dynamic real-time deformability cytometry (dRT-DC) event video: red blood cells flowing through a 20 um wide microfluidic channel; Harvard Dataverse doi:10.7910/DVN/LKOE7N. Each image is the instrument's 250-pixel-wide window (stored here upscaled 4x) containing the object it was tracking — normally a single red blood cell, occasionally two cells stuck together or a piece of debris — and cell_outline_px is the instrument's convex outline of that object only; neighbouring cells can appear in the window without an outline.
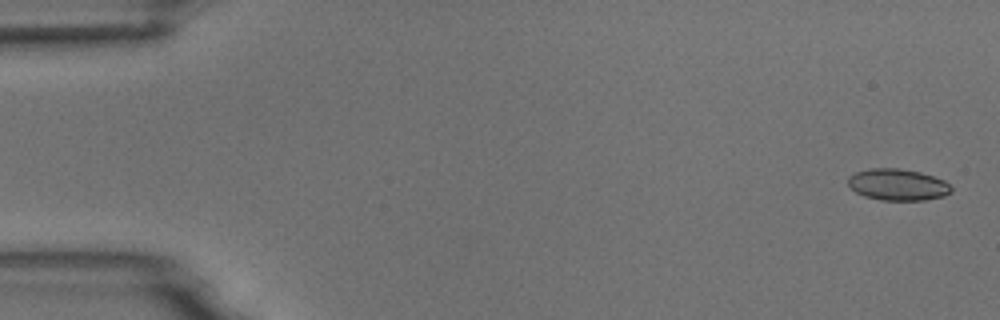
{"species": "common noctule bat (a hibernating species)", "species_latin": "Nyctalus noctula", "temperature_condition": "room temperature", "stored_images_in_passage": 5, "camera_frame_rate_fps": 3000, "um_per_image_px": 0.085, "animal": {"sex": "male", "body_mass_g": 18.8}, "frame": {"image": 1, "passage_image": 1, "time_ms": 0.0, "image_size_px": [1000, 320], "cell_outline_px": [[952, 192], [944, 196], [924, 200], [880, 200], [864, 196], [856, 192], [848, 184], [848, 176], [856, 172], [872, 168], [900, 168], [920, 172], [944, 180], [952, 188]], "centroid_in_image_um": [76.31, 15.69], "position_along_channel_um": 8.7, "area_um2": 18.96}}
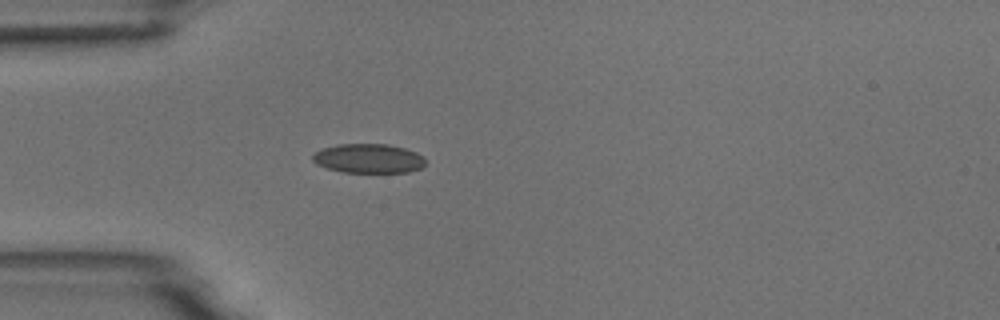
{"frame": {"image": 2, "passage_image": 5, "time_ms": 4.667, "image_size_px": [1000, 320], "cell_outline_px": [[424, 164], [420, 168], [408, 172], [344, 172], [328, 168], [316, 164], [312, 160], [312, 156], [316, 152], [324, 148], [336, 144], [388, 144], [404, 148], [416, 152], [424, 156]], "centroid_in_image_um": [31.32, 13.46], "position_along_channel_um": 53.7, "area_um2": 19.13}}